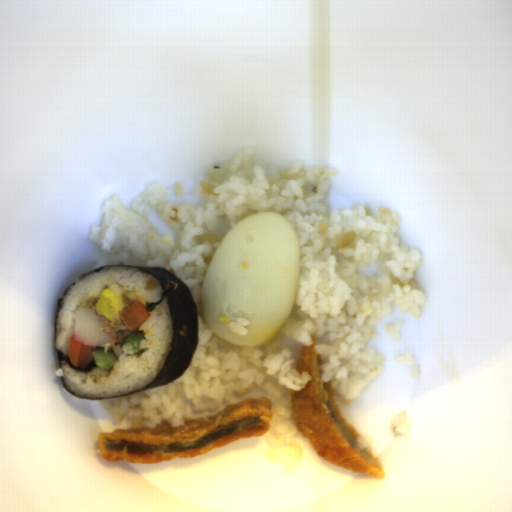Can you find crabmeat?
Listing matches in <instances>:
<instances>
[{"label":"crabmeat","instance_id":"1","mask_svg":"<svg viewBox=\"0 0 512 512\" xmlns=\"http://www.w3.org/2000/svg\"><path fill=\"white\" fill-rule=\"evenodd\" d=\"M108 320L104 315H97L95 309L89 305H79L76 308L72 329V338L81 345L91 348H102L114 341L110 332H102L104 321Z\"/></svg>","mask_w":512,"mask_h":512}]
</instances>
